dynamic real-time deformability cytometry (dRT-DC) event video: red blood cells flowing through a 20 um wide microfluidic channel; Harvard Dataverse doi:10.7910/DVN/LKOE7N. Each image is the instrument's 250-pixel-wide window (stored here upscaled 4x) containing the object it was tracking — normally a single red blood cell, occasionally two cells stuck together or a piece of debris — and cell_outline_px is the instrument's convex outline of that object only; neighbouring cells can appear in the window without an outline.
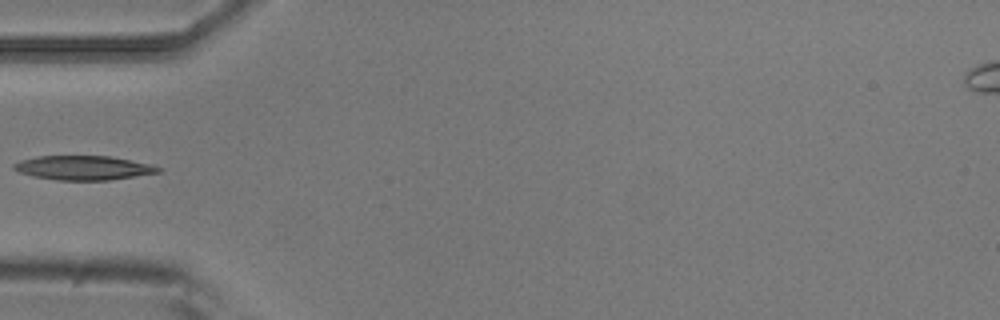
{"species": "common noctule bat (a hibernating species)", "species_latin": "Nyctalus noctula", "temperature_condition": "room temperature", "stored_images_in_passage": 4, "camera_frame_rate_fps": 3000, "um_per_image_px": 0.085, "animal": {"sex": "male", "body_mass_g": 20.5, "forearm_length_mm": 52.5}, "frame": {"image": 1, "passage_image": 3, "time_ms": 0.667, "image_size_px": [1000, 320], "cell_outline_px": [[164, 168], [160, 172], [108, 180], [56, 180], [32, 176], [20, 172], [12, 168], [12, 164], [20, 160], [36, 156], [108, 156], [152, 164]], "centroid_in_image_um": [7.08, 14.26], "position_along_channel_um": 77.9, "area_um2": 20.4}}
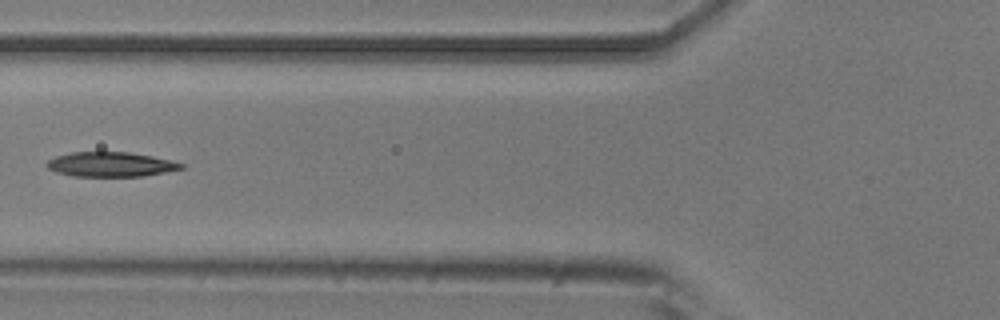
{"frame": {"image": 2, "passage_image": 4, "time_ms": 1.0, "image_size_px": [1000, 320], "cell_outline_px": [[184, 168], [144, 176], [72, 176], [56, 172], [48, 168], [44, 164], [48, 160], [56, 156], [72, 152], [128, 152], [152, 156], [184, 164]], "centroid_in_image_um": [9.36, 13.97], "position_along_channel_um": 116.4, "area_um2": 19.19}}